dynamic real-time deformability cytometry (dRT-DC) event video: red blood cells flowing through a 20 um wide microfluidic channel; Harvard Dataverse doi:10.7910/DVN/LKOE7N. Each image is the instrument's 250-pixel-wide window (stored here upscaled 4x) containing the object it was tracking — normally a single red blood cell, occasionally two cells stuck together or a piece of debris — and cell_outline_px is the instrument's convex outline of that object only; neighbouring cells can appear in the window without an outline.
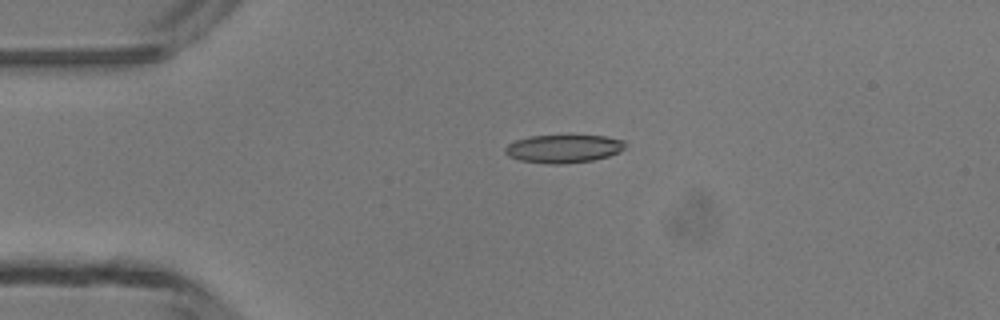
{"species": "common noctule bat (a hibernating species)", "species_latin": "Nyctalus noctula", "temperature_condition": "room temperature", "stored_images_in_passage": 3, "camera_frame_rate_fps": 3000, "um_per_image_px": 0.085, "animal": {"sex": "male", "body_mass_g": 13.3}, "frame": {"image": 1, "passage_image": 2, "time_ms": 2.0, "image_size_px": [1000, 320], "cell_outline_px": [[624, 148], [620, 152], [608, 156], [592, 160], [560, 164], [548, 164], [520, 160], [508, 156], [504, 152], [504, 148], [508, 144], [516, 140], [532, 136], [604, 136], [624, 140]], "centroid_in_image_um": [47.88, 12.64], "position_along_channel_um": 37.1, "area_um2": 19.48}}